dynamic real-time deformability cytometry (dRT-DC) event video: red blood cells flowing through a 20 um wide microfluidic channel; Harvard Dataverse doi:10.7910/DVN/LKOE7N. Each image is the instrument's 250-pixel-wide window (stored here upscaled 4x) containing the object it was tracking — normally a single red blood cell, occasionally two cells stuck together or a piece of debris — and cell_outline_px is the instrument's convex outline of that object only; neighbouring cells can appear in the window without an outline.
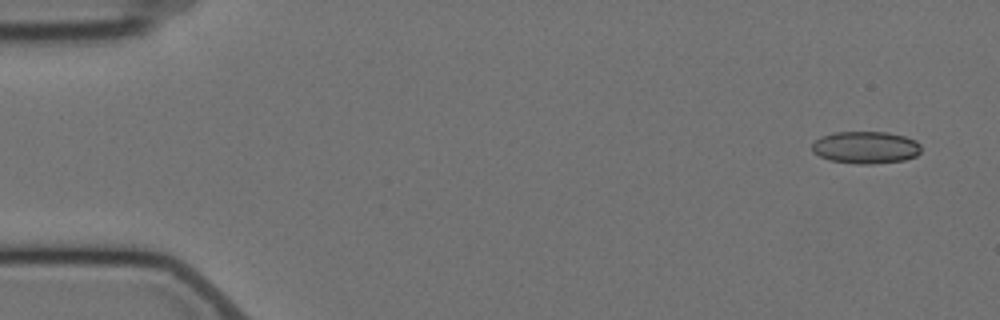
{"species": "Egyptian fruit bat (a non-hibernating species)", "species_latin": "Rousettus aegyptiacus", "temperature_condition": "cold", "stored_images_in_passage": 5, "camera_frame_rate_fps": 3000, "um_per_image_px": 0.085, "animal": {"sex": "female"}, "frame": {"image": 1, "passage_image": 1, "time_ms": 0.0, "image_size_px": [1000, 320], "cell_outline_px": [[920, 152], [916, 156], [904, 160], [872, 164], [856, 164], [828, 160], [812, 152], [812, 144], [820, 136], [836, 132], [888, 132], [904, 136], [916, 140], [920, 144]], "centroid_in_image_um": [73.57, 12.53], "position_along_channel_um": 11.4, "area_um2": 20.63}}
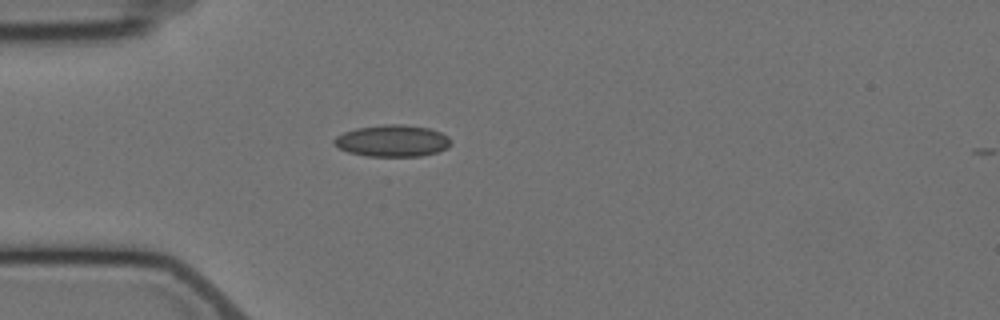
{"frame": {"image": 2, "passage_image": 4, "time_ms": 4.333, "image_size_px": [1000, 320], "cell_outline_px": [[452, 144], [448, 148], [436, 152], [420, 156], [368, 156], [348, 152], [332, 144], [332, 140], [336, 136], [344, 132], [356, 128], [384, 124], [404, 124], [428, 128], [440, 132], [448, 136], [452, 140]], "centroid_in_image_um": [33.36, 11.96], "position_along_channel_um": 51.6, "area_um2": 21.73}}